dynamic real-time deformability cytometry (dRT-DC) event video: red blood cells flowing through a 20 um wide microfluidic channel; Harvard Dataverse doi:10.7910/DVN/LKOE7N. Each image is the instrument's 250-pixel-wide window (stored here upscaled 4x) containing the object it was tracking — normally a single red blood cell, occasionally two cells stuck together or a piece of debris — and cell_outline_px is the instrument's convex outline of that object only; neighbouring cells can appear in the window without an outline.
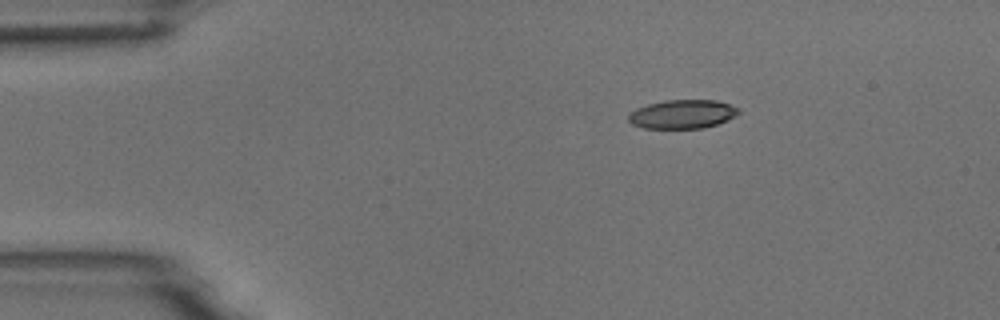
{"species": "common noctule bat (a hibernating species)", "species_latin": "Nyctalus noctula", "temperature_condition": "room temperature", "stored_images_in_passage": 4, "segment_of_instrument_passage": [1, 2], "camera_frame_rate_fps": 3000, "um_per_image_px": 0.085, "animal": {"sex": "male", "body_mass_g": 18.8}, "frame": {"image": 1, "passage_image": 1, "time_ms": 0.0, "image_size_px": [1000, 320], "cell_outline_px": [[740, 112], [736, 116], [728, 120], [704, 128], [644, 128], [632, 124], [628, 120], [628, 116], [636, 108], [648, 104], [664, 100], [716, 100], [740, 108]], "centroid_in_image_um": [58.03, 9.7], "position_along_channel_um": 27.0, "area_um2": 18.5}}